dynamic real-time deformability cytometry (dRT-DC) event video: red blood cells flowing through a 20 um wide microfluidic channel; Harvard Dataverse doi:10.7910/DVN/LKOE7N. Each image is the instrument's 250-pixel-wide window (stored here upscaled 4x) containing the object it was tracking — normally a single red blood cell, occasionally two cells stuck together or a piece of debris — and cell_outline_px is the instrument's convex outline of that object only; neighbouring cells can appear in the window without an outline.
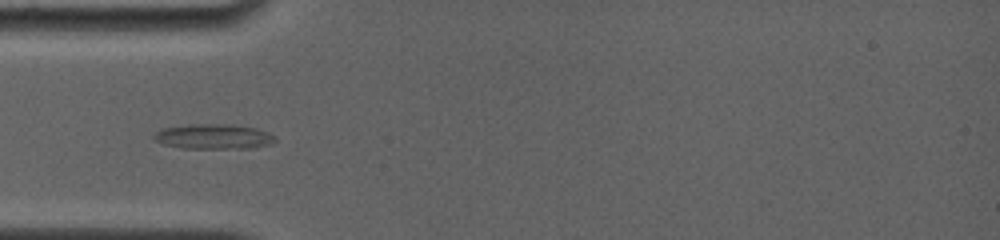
{"species": "common noctule bat (a hibernating species)", "species_latin": "Nyctalus noctula", "temperature_condition": "room temperature", "stored_images_in_passage": 11, "camera_frame_rate_fps": 4000, "um_per_image_px": 0.085, "animal": {"sex": "female", "body_mass_g": 19.0, "forearm_length_mm": 56.7}, "frame": {"image": 1, "passage_image": 1, "time_ms": 0.0, "image_size_px": [1000, 240], "cell_outline_px": [[276, 140], [272, 144], [252, 148], [180, 148], [164, 144], [156, 140], [152, 136], [160, 128], [188, 124], [232, 124], [256, 128], [268, 132], [276, 136]], "centroid_in_image_um": [18.17, 11.6], "position_along_channel_um": 66.8, "area_um2": 17.86}}
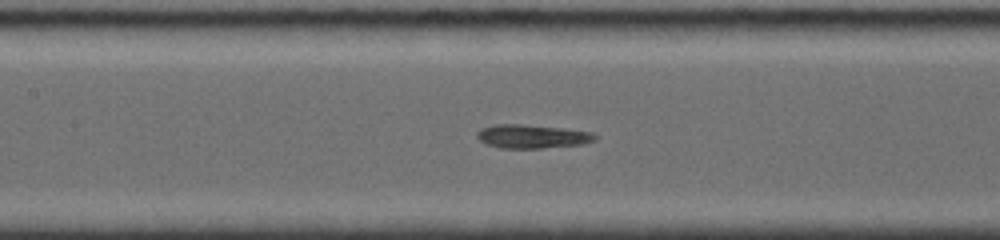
{"frame": {"image": 2, "passage_image": 7, "time_ms": 2.5, "image_size_px": [1000, 240], "cell_outline_px": [[596, 140], [584, 144], [544, 148], [500, 148], [488, 144], [480, 140], [476, 136], [476, 132], [480, 128], [496, 124], [520, 124], [564, 128], [592, 132], [596, 136]], "centroid_in_image_um": [45.24, 11.59], "position_along_channel_um": 162.2, "area_um2": 16.36}}
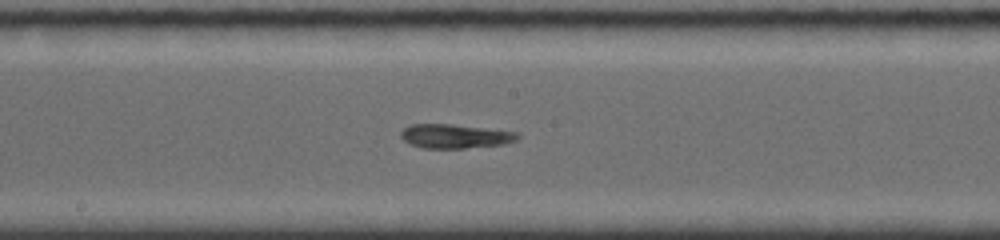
{"frame": {"image": 3, "passage_image": 10, "time_ms": 3.75, "image_size_px": [1000, 240], "cell_outline_px": [[520, 136], [516, 140], [504, 144], [464, 148], [424, 148], [412, 144], [404, 140], [400, 136], [400, 132], [404, 128], [412, 124], [452, 124], [520, 132]], "centroid_in_image_um": [38.71, 11.57], "position_along_channel_um": 209.5, "area_um2": 16.36}}